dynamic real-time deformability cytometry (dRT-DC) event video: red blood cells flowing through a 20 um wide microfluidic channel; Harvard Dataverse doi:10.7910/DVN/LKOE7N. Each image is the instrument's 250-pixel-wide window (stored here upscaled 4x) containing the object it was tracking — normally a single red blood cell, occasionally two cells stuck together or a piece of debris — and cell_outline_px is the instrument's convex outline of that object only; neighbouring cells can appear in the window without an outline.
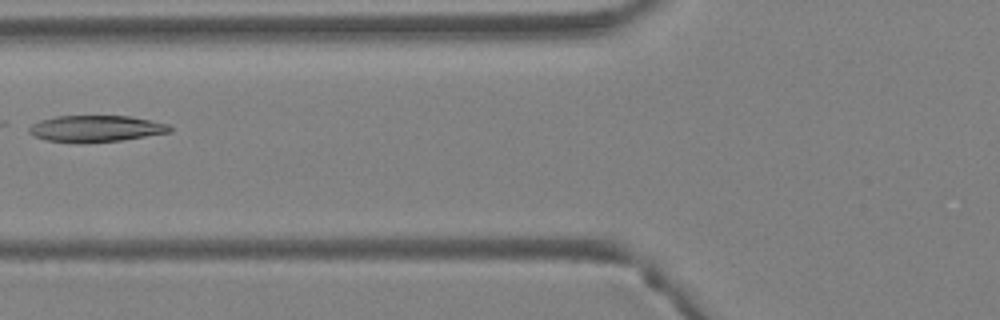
{"species": "Egyptian fruit bat (a non-hibernating species)", "species_latin": "Rousettus aegyptiacus", "temperature_condition": "warm", "stored_images_in_passage": 5, "camera_frame_rate_fps": 3000, "um_per_image_px": 0.085, "animal": {"sex": "female"}, "frame": {"image": 1, "passage_image": 5, "time_ms": 1.333, "image_size_px": [1000, 320], "cell_outline_px": [[172, 132], [120, 140], [80, 144], [76, 144], [44, 140], [32, 136], [28, 132], [28, 128], [32, 124], [40, 120], [56, 116], [128, 116], [168, 124], [172, 128]], "centroid_in_image_um": [8.08, 10.95], "position_along_channel_um": 117.7, "area_um2": 21.96}}